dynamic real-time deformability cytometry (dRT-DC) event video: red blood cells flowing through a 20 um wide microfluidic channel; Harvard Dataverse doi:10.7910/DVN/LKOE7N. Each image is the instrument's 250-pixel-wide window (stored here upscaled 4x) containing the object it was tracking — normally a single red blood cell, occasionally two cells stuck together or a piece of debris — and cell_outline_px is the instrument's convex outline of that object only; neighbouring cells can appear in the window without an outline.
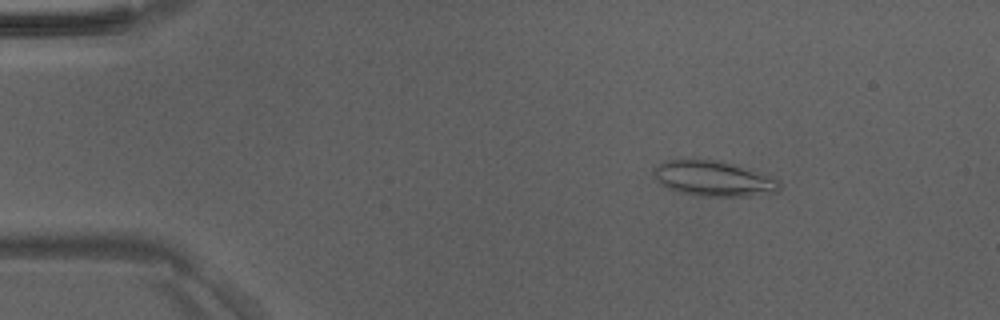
{"species": "Egyptian fruit bat (a non-hibernating species)", "species_latin": "Rousettus aegyptiacus", "temperature_condition": "room temperature", "stored_images_in_passage": 48, "camera_frame_rate_fps": 3000, "um_per_image_px": 0.085, "animal": {"sex": "male"}, "frame": {"image": 1, "passage_image": 7, "time_ms": 2.0, "image_size_px": [1000, 320], "cell_outline_px": [[780, 188], [776, 192], [744, 196], [696, 196], [676, 192], [660, 184], [652, 172], [656, 164], [664, 160], [696, 156], [716, 160], [748, 168], [760, 172], [780, 180]], "centroid_in_image_um": [60.57, 15.14], "position_along_channel_um": 24.4, "area_um2": 26.7}}
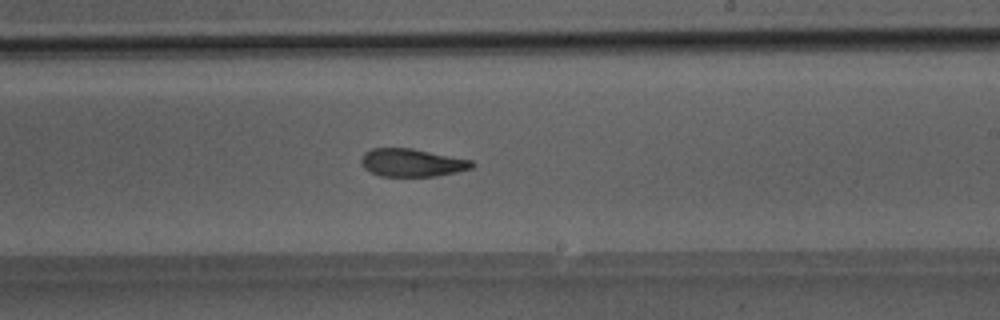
{"frame": {"image": 2, "passage_image": 29, "time_ms": 9.333, "image_size_px": [1000, 320], "cell_outline_px": [[476, 164], [472, 168], [456, 172], [436, 176], [380, 176], [364, 168], [360, 160], [364, 152], [372, 148], [412, 148], [472, 160]], "centroid_in_image_um": [35.02, 13.82], "position_along_channel_um": 254.0, "area_um2": 18.03}}
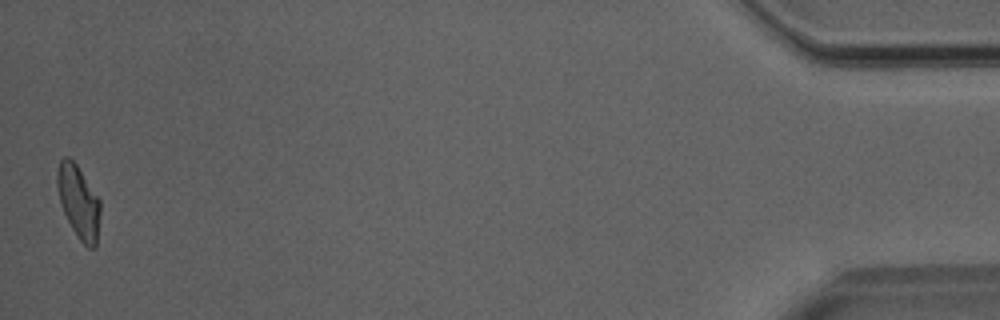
{"frame": {"image": 3, "passage_image": 48, "time_ms": 15.667, "image_size_px": [1000, 320], "cell_outline_px": [[100, 212], [96, 248], [88, 248], [80, 240], [72, 228], [60, 204], [56, 184], [56, 172], [60, 160], [64, 156], [68, 156], [76, 164], [100, 200]], "centroid_in_image_um": [6.66, 17.14], "position_along_channel_um": 428.5, "area_um2": 18.26}}